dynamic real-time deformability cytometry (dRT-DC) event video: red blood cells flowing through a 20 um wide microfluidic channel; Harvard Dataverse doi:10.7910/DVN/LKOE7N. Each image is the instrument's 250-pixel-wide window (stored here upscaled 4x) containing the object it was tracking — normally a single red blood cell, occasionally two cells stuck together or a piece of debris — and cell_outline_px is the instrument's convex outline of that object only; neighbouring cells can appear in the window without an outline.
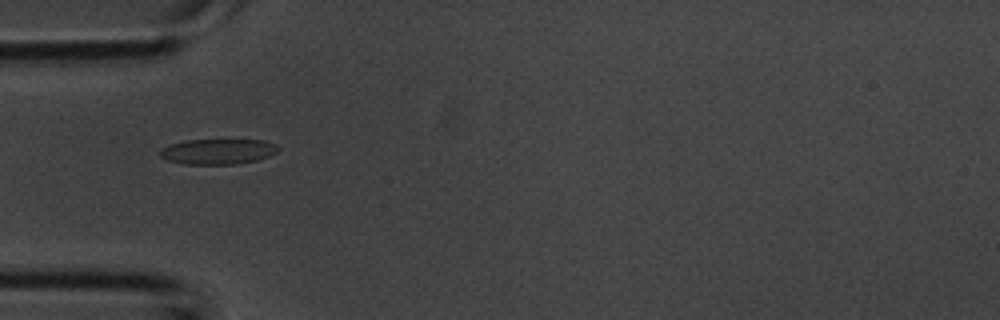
{"species": "common noctule bat (a hibernating species)", "species_latin": "Nyctalus noctula", "temperature_condition": "room temperature", "stored_images_in_passage": 31, "camera_frame_rate_fps": 3000, "um_per_image_px": 0.085, "animal": {"sex": "male", "body_mass_g": 20.1, "forearm_length_mm": 53.5}, "frame": {"image": 1, "passage_image": 3, "time_ms": 0.667, "image_size_px": [1000, 320], "cell_outline_px": [[280, 148], [276, 152], [268, 156], [256, 160], [236, 164], [184, 164], [168, 160], [160, 156], [160, 148], [168, 144], [184, 140], [228, 136], [264, 140], [276, 144]], "centroid_in_image_um": [18.53, 12.8], "position_along_channel_um": 66.5, "area_um2": 18.67}}
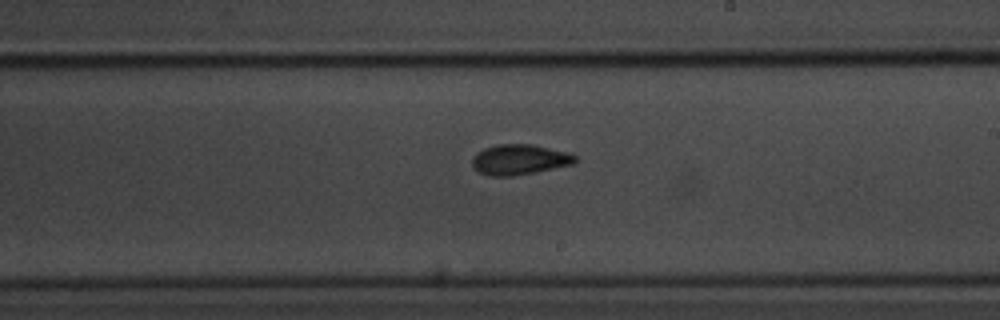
{"frame": {"image": 2, "passage_image": 14, "time_ms": 4.333, "image_size_px": [1000, 320], "cell_outline_px": [[576, 160], [572, 164], [536, 172], [512, 176], [488, 176], [480, 172], [472, 164], [472, 160], [476, 152], [484, 148], [496, 144], [532, 144], [572, 152], [576, 156]], "centroid_in_image_um": [44.18, 13.55], "position_along_channel_um": 244.8, "area_um2": 18.32}}
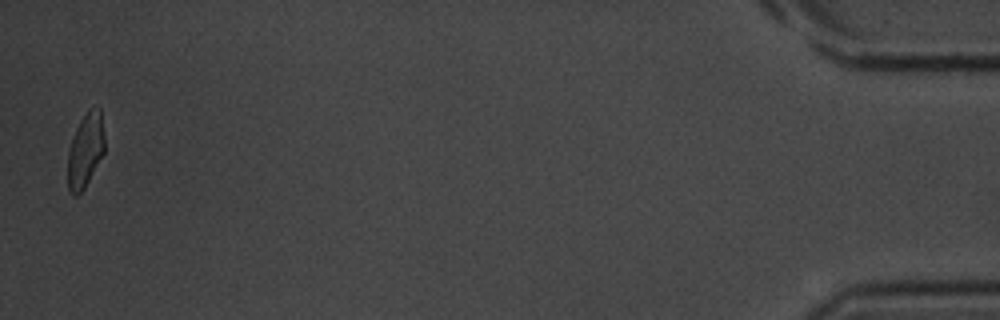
{"frame": {"image": 3, "passage_image": 31, "time_ms": 10.0, "image_size_px": [1000, 320], "cell_outline_px": [[104, 152], [84, 188], [76, 196], [72, 196], [68, 192], [68, 152], [76, 128], [80, 120], [88, 108], [100, 108], [104, 136]], "centroid_in_image_um": [7.25, 12.78], "position_along_channel_um": 428.0, "area_um2": 15.78}}